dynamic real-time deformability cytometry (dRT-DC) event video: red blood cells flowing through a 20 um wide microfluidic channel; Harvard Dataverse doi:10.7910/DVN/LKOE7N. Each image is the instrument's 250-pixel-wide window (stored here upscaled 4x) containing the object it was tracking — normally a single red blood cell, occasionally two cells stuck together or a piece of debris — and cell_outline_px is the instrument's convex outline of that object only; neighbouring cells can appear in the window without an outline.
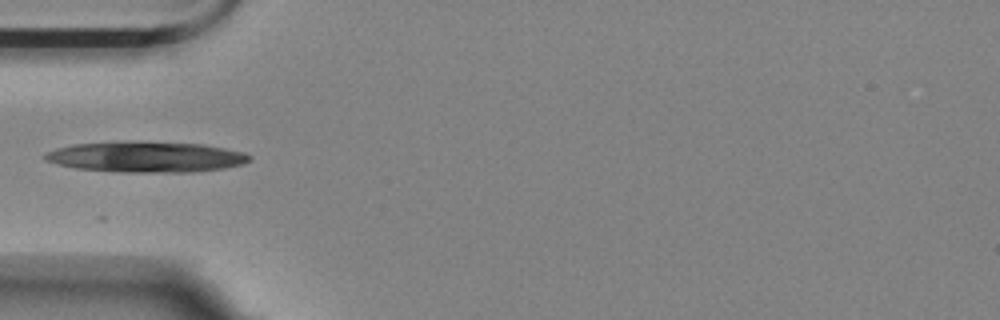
{"species": "Egyptian fruit bat (a non-hibernating species)", "species_latin": "Rousettus aegyptiacus", "temperature_condition": "room temperature", "stored_images_in_passage": 6, "camera_frame_rate_fps": 3000, "um_per_image_px": 0.085, "animal": {"sex": "female"}, "frame": {"image": 1, "passage_image": 1, "time_ms": 0.0, "image_size_px": [1000, 320], "cell_outline_px": [[252, 160], [244, 164], [224, 168], [192, 172], [124, 172], [76, 168], [44, 160], [44, 156], [48, 152], [56, 148], [76, 144], [204, 144], [244, 152], [252, 156]], "centroid_in_image_um": [12.52, 13.38], "position_along_channel_um": 72.5, "area_um2": 34.97}}